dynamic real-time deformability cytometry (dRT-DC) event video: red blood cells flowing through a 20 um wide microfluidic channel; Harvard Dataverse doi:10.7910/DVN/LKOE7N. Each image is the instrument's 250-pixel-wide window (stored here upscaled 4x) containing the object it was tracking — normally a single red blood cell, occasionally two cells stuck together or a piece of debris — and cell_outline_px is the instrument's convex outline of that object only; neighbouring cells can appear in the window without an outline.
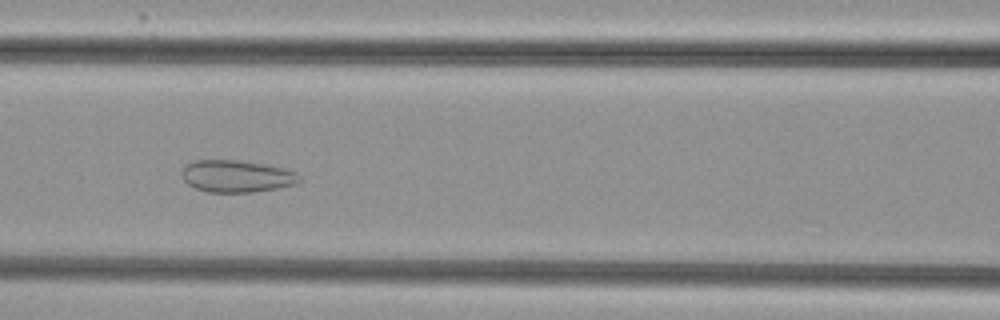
{"species": "common noctule bat (a hibernating species)", "species_latin": "Nyctalus noctula", "temperature_condition": "cold", "stored_images_in_passage": 53, "camera_frame_rate_fps": 3000, "um_per_image_px": 0.085, "animal": {"sex": "female", "body_mass_g": 29.2, "forearm_length_mm": 56.3}, "frame": {"image": 1, "passage_image": 23, "time_ms": 7.333, "image_size_px": [1000, 320], "cell_outline_px": [[300, 180], [296, 184], [280, 188], [252, 192], [208, 192], [196, 188], [188, 184], [184, 180], [180, 172], [188, 164], [196, 160], [236, 160], [264, 164], [296, 172], [300, 176]], "centroid_in_image_um": [20.11, 14.98], "position_along_channel_um": 146.5, "area_um2": 21.85}}
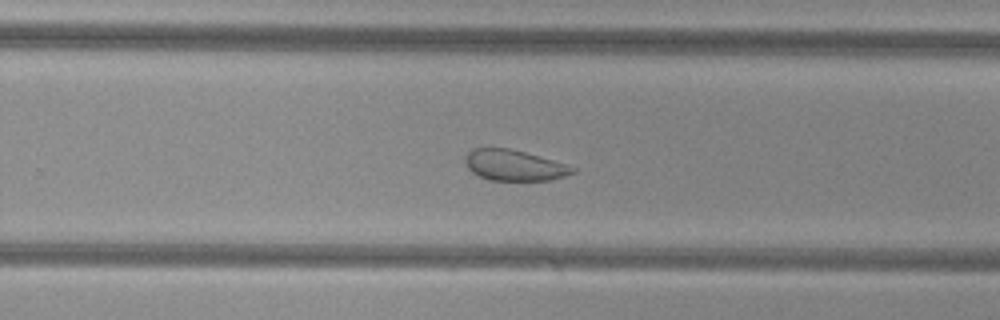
{"frame": {"image": 2, "passage_image": 34, "time_ms": 11.0, "image_size_px": [1000, 320], "cell_outline_px": [[576, 172], [564, 176], [548, 180], [488, 180], [472, 172], [468, 168], [464, 160], [468, 152], [472, 148], [508, 148], [524, 152], [552, 160], [576, 168]], "centroid_in_image_um": [43.67, 14.05], "position_along_channel_um": 286.1, "area_um2": 19.02}}
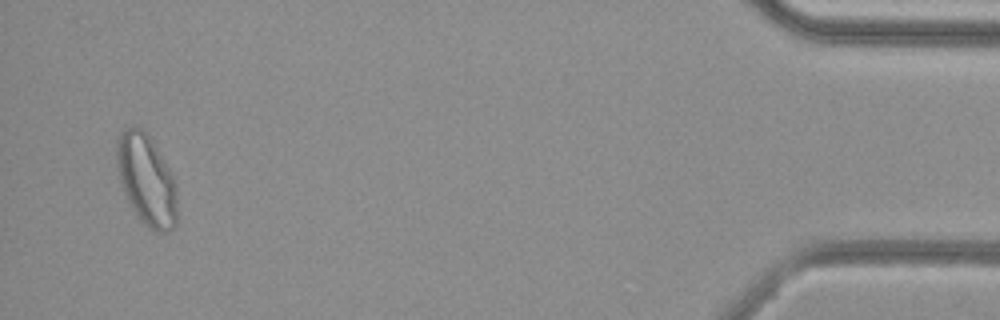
{"frame": {"image": 3, "passage_image": 51, "time_ms": 16.667, "image_size_px": [1000, 320], "cell_outline_px": [[176, 224], [168, 232], [152, 232], [140, 220], [132, 208], [124, 192], [120, 180], [116, 160], [116, 140], [120, 132], [124, 128], [140, 128], [152, 140], [164, 160], [176, 184]], "centroid_in_image_um": [12.44, 15.32], "position_along_channel_um": 422.8, "area_um2": 31.79}, "authors_computed_cell_mechanics": {"area_um2": 27.8018, "velocity_mm_per_s": 3.8175, "shape_relaxation_time_tau1_ms": null, "shape_relaxation_time_tau2_ms": 1.2073, "deformation_change_tau1": null, "deformation_change_tau2": 0.0677}}